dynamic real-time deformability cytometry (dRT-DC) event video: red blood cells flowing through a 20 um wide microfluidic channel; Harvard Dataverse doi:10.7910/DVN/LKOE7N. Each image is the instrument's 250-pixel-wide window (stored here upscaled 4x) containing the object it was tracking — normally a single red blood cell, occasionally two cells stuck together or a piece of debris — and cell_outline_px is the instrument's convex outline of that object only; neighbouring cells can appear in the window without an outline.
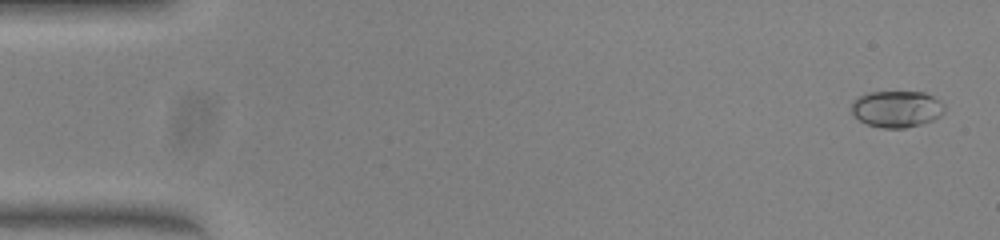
{"species": "common noctule bat (a hibernating species)", "species_latin": "Nyctalus noctula", "temperature_condition": "warm", "stored_images_in_passage": 51, "camera_frame_rate_fps": 3000, "um_per_image_px": 0.085, "animal": {"sex": "female", "body_mass_g": 23.0, "forearm_length_mm": 53.4}, "frame": {"image": 1, "passage_image": 2, "time_ms": 0.333, "image_size_px": [1000, 240], "cell_outline_px": [[944, 112], [940, 116], [932, 120], [920, 124], [904, 128], [884, 128], [868, 124], [860, 120], [852, 112], [852, 104], [860, 96], [868, 92], [924, 92], [940, 100], [944, 104]], "centroid_in_image_um": [76.25, 9.26], "position_along_channel_um": 8.7, "area_um2": 19.59}}
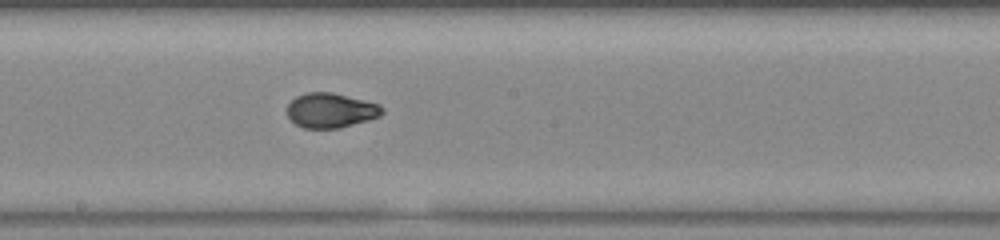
{"frame": {"image": 2, "passage_image": 28, "time_ms": 9.0, "image_size_px": [1000, 240], "cell_outline_px": [[384, 112], [380, 116], [368, 120], [340, 128], [304, 128], [296, 124], [288, 116], [288, 104], [296, 96], [308, 92], [332, 92], [380, 104], [384, 108]], "centroid_in_image_um": [28.14, 9.38], "position_along_channel_um": 220.1, "area_um2": 19.19}}
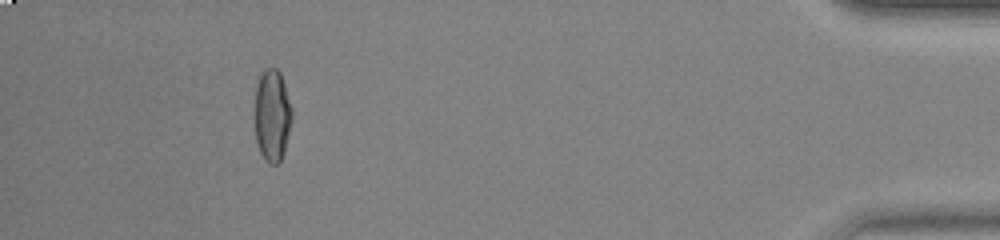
{"frame": {"image": 3, "passage_image": 47, "time_ms": 15.333, "image_size_px": [1000, 240], "cell_outline_px": [[292, 120], [284, 152], [280, 160], [276, 164], [272, 164], [264, 160], [260, 152], [256, 140], [256, 84], [260, 76], [268, 68], [276, 68], [280, 72], [292, 108]], "centroid_in_image_um": [23.15, 9.83], "position_along_channel_um": 412.0, "area_um2": 19.65}, "authors_computed_cell_mechanics": {"area_um2": 19.363, "velocity_mm_per_s": 4.0491, "shape_relaxation_time_tau1_ms": 6.6147, "shape_relaxation_time_tau2_ms": null, "deformation_change_tau1": 0.257, "deformation_change_tau2": null}}